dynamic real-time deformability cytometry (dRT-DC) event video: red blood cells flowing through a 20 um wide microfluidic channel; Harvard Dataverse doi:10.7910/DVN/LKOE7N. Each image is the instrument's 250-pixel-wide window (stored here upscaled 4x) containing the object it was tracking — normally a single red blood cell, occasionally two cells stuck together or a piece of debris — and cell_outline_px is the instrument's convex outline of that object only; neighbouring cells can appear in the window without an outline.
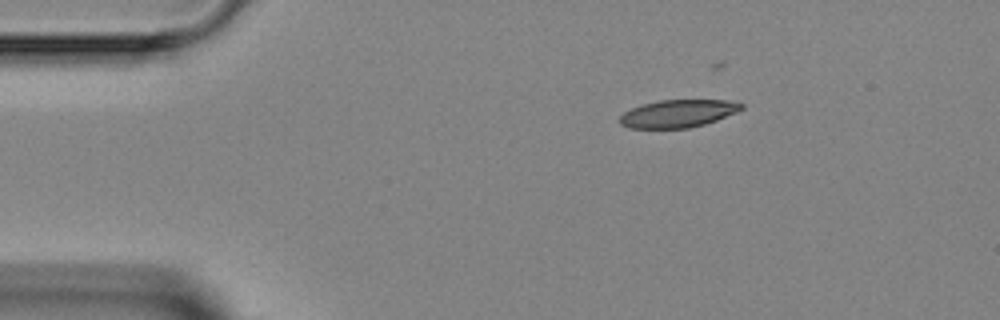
{"species": "Egyptian fruit bat (a non-hibernating species)", "species_latin": "Rousettus aegyptiacus", "temperature_condition": "room temperature", "stored_images_in_passage": 3, "camera_frame_rate_fps": 3000, "um_per_image_px": 0.085, "animal": {"sex": "female"}, "frame": {"image": 1, "passage_image": 1, "time_ms": 0.0, "image_size_px": [1000, 320], "cell_outline_px": [[744, 108], [736, 112], [716, 120], [704, 124], [688, 128], [628, 128], [620, 124], [620, 116], [624, 112], [632, 108], [644, 104], [660, 100], [728, 100], [744, 104]], "centroid_in_image_um": [57.63, 9.65], "position_along_channel_um": 27.4, "area_um2": 19.48}}
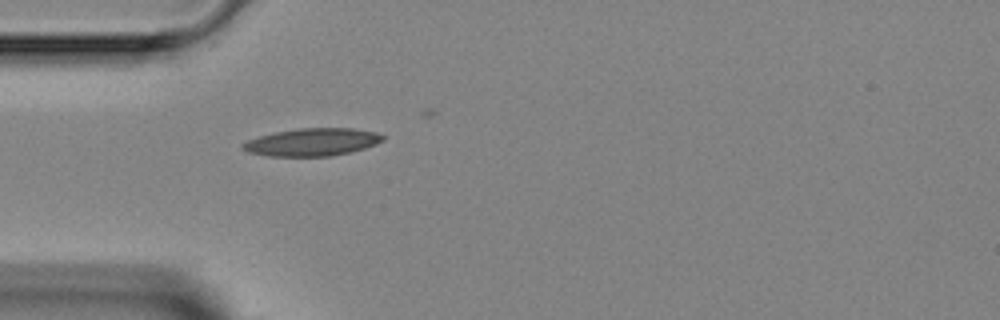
{"frame": {"image": 2, "passage_image": 3, "time_ms": 2.0, "image_size_px": [1000, 320], "cell_outline_px": [[384, 140], [376, 144], [364, 148], [332, 156], [268, 156], [248, 152], [240, 148], [240, 144], [248, 140], [260, 136], [276, 132], [296, 128], [352, 128], [376, 132], [384, 136]], "centroid_in_image_um": [26.51, 12.08], "position_along_channel_um": 58.5, "area_um2": 22.54}}